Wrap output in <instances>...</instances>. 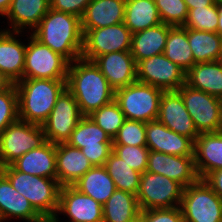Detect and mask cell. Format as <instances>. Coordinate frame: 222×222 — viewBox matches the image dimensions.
Segmentation results:
<instances>
[{
    "instance_id": "cell-41",
    "label": "cell",
    "mask_w": 222,
    "mask_h": 222,
    "mask_svg": "<svg viewBox=\"0 0 222 222\" xmlns=\"http://www.w3.org/2000/svg\"><path fill=\"white\" fill-rule=\"evenodd\" d=\"M146 222H184L180 206L140 211Z\"/></svg>"
},
{
    "instance_id": "cell-48",
    "label": "cell",
    "mask_w": 222,
    "mask_h": 222,
    "mask_svg": "<svg viewBox=\"0 0 222 222\" xmlns=\"http://www.w3.org/2000/svg\"><path fill=\"white\" fill-rule=\"evenodd\" d=\"M129 222H146V217L139 212L131 221Z\"/></svg>"
},
{
    "instance_id": "cell-4",
    "label": "cell",
    "mask_w": 222,
    "mask_h": 222,
    "mask_svg": "<svg viewBox=\"0 0 222 222\" xmlns=\"http://www.w3.org/2000/svg\"><path fill=\"white\" fill-rule=\"evenodd\" d=\"M0 172L47 222L56 216L61 188L57 179L26 174L12 165L0 167Z\"/></svg>"
},
{
    "instance_id": "cell-10",
    "label": "cell",
    "mask_w": 222,
    "mask_h": 222,
    "mask_svg": "<svg viewBox=\"0 0 222 222\" xmlns=\"http://www.w3.org/2000/svg\"><path fill=\"white\" fill-rule=\"evenodd\" d=\"M199 133L222 131L221 98L191 88L186 83L177 90Z\"/></svg>"
},
{
    "instance_id": "cell-13",
    "label": "cell",
    "mask_w": 222,
    "mask_h": 222,
    "mask_svg": "<svg viewBox=\"0 0 222 222\" xmlns=\"http://www.w3.org/2000/svg\"><path fill=\"white\" fill-rule=\"evenodd\" d=\"M83 117L74 96L65 89L57 98L49 117L41 125L46 141L66 143Z\"/></svg>"
},
{
    "instance_id": "cell-36",
    "label": "cell",
    "mask_w": 222,
    "mask_h": 222,
    "mask_svg": "<svg viewBox=\"0 0 222 222\" xmlns=\"http://www.w3.org/2000/svg\"><path fill=\"white\" fill-rule=\"evenodd\" d=\"M183 27L186 29L217 32L218 11L216 3L205 8H193L188 10V16Z\"/></svg>"
},
{
    "instance_id": "cell-25",
    "label": "cell",
    "mask_w": 222,
    "mask_h": 222,
    "mask_svg": "<svg viewBox=\"0 0 222 222\" xmlns=\"http://www.w3.org/2000/svg\"><path fill=\"white\" fill-rule=\"evenodd\" d=\"M194 161L200 179L222 169V131L199 134L194 141Z\"/></svg>"
},
{
    "instance_id": "cell-15",
    "label": "cell",
    "mask_w": 222,
    "mask_h": 222,
    "mask_svg": "<svg viewBox=\"0 0 222 222\" xmlns=\"http://www.w3.org/2000/svg\"><path fill=\"white\" fill-rule=\"evenodd\" d=\"M60 216L64 218L61 219ZM63 220L65 222H103V205L73 186H62L59 192L57 214L49 222H64Z\"/></svg>"
},
{
    "instance_id": "cell-42",
    "label": "cell",
    "mask_w": 222,
    "mask_h": 222,
    "mask_svg": "<svg viewBox=\"0 0 222 222\" xmlns=\"http://www.w3.org/2000/svg\"><path fill=\"white\" fill-rule=\"evenodd\" d=\"M91 0H50V8L82 18Z\"/></svg>"
},
{
    "instance_id": "cell-16",
    "label": "cell",
    "mask_w": 222,
    "mask_h": 222,
    "mask_svg": "<svg viewBox=\"0 0 222 222\" xmlns=\"http://www.w3.org/2000/svg\"><path fill=\"white\" fill-rule=\"evenodd\" d=\"M146 171L162 174L178 182L183 188L200 178L195 167L194 156H177L150 150Z\"/></svg>"
},
{
    "instance_id": "cell-22",
    "label": "cell",
    "mask_w": 222,
    "mask_h": 222,
    "mask_svg": "<svg viewBox=\"0 0 222 222\" xmlns=\"http://www.w3.org/2000/svg\"><path fill=\"white\" fill-rule=\"evenodd\" d=\"M13 219L20 222H47L0 172V221L11 222Z\"/></svg>"
},
{
    "instance_id": "cell-1",
    "label": "cell",
    "mask_w": 222,
    "mask_h": 222,
    "mask_svg": "<svg viewBox=\"0 0 222 222\" xmlns=\"http://www.w3.org/2000/svg\"><path fill=\"white\" fill-rule=\"evenodd\" d=\"M66 89L74 96L83 116L114 100L115 90L93 61L77 59L69 64Z\"/></svg>"
},
{
    "instance_id": "cell-9",
    "label": "cell",
    "mask_w": 222,
    "mask_h": 222,
    "mask_svg": "<svg viewBox=\"0 0 222 222\" xmlns=\"http://www.w3.org/2000/svg\"><path fill=\"white\" fill-rule=\"evenodd\" d=\"M183 189L178 182L162 174L145 171L136 195L140 211L180 206Z\"/></svg>"
},
{
    "instance_id": "cell-6",
    "label": "cell",
    "mask_w": 222,
    "mask_h": 222,
    "mask_svg": "<svg viewBox=\"0 0 222 222\" xmlns=\"http://www.w3.org/2000/svg\"><path fill=\"white\" fill-rule=\"evenodd\" d=\"M69 64L27 32L23 79H67Z\"/></svg>"
},
{
    "instance_id": "cell-49",
    "label": "cell",
    "mask_w": 222,
    "mask_h": 222,
    "mask_svg": "<svg viewBox=\"0 0 222 222\" xmlns=\"http://www.w3.org/2000/svg\"><path fill=\"white\" fill-rule=\"evenodd\" d=\"M219 63H221L222 64V48H221V53H220V56H219V58H218V60H217Z\"/></svg>"
},
{
    "instance_id": "cell-12",
    "label": "cell",
    "mask_w": 222,
    "mask_h": 222,
    "mask_svg": "<svg viewBox=\"0 0 222 222\" xmlns=\"http://www.w3.org/2000/svg\"><path fill=\"white\" fill-rule=\"evenodd\" d=\"M132 33L123 23L88 30L83 35L81 58L93 61L96 57L111 52L130 51Z\"/></svg>"
},
{
    "instance_id": "cell-14",
    "label": "cell",
    "mask_w": 222,
    "mask_h": 222,
    "mask_svg": "<svg viewBox=\"0 0 222 222\" xmlns=\"http://www.w3.org/2000/svg\"><path fill=\"white\" fill-rule=\"evenodd\" d=\"M136 70L137 81L163 91H176L186 83V72L164 53L139 61Z\"/></svg>"
},
{
    "instance_id": "cell-3",
    "label": "cell",
    "mask_w": 222,
    "mask_h": 222,
    "mask_svg": "<svg viewBox=\"0 0 222 222\" xmlns=\"http://www.w3.org/2000/svg\"><path fill=\"white\" fill-rule=\"evenodd\" d=\"M67 79H21L16 82L18 117L42 125L49 117L57 98L66 89Z\"/></svg>"
},
{
    "instance_id": "cell-18",
    "label": "cell",
    "mask_w": 222,
    "mask_h": 222,
    "mask_svg": "<svg viewBox=\"0 0 222 222\" xmlns=\"http://www.w3.org/2000/svg\"><path fill=\"white\" fill-rule=\"evenodd\" d=\"M157 120L170 130L187 136L193 141H195L200 134L185 108L181 94L177 90L163 92L160 98Z\"/></svg>"
},
{
    "instance_id": "cell-30",
    "label": "cell",
    "mask_w": 222,
    "mask_h": 222,
    "mask_svg": "<svg viewBox=\"0 0 222 222\" xmlns=\"http://www.w3.org/2000/svg\"><path fill=\"white\" fill-rule=\"evenodd\" d=\"M123 23L132 34L162 23L155 0H126Z\"/></svg>"
},
{
    "instance_id": "cell-27",
    "label": "cell",
    "mask_w": 222,
    "mask_h": 222,
    "mask_svg": "<svg viewBox=\"0 0 222 222\" xmlns=\"http://www.w3.org/2000/svg\"><path fill=\"white\" fill-rule=\"evenodd\" d=\"M169 25L160 23L132 34L130 52L136 64L146 58L164 53Z\"/></svg>"
},
{
    "instance_id": "cell-20",
    "label": "cell",
    "mask_w": 222,
    "mask_h": 222,
    "mask_svg": "<svg viewBox=\"0 0 222 222\" xmlns=\"http://www.w3.org/2000/svg\"><path fill=\"white\" fill-rule=\"evenodd\" d=\"M93 62L115 91L137 81V64L130 51L100 55Z\"/></svg>"
},
{
    "instance_id": "cell-17",
    "label": "cell",
    "mask_w": 222,
    "mask_h": 222,
    "mask_svg": "<svg viewBox=\"0 0 222 222\" xmlns=\"http://www.w3.org/2000/svg\"><path fill=\"white\" fill-rule=\"evenodd\" d=\"M26 40L27 32L25 31L0 30V72L12 83L23 79Z\"/></svg>"
},
{
    "instance_id": "cell-46",
    "label": "cell",
    "mask_w": 222,
    "mask_h": 222,
    "mask_svg": "<svg viewBox=\"0 0 222 222\" xmlns=\"http://www.w3.org/2000/svg\"><path fill=\"white\" fill-rule=\"evenodd\" d=\"M11 0H0V18H3L8 12Z\"/></svg>"
},
{
    "instance_id": "cell-5",
    "label": "cell",
    "mask_w": 222,
    "mask_h": 222,
    "mask_svg": "<svg viewBox=\"0 0 222 222\" xmlns=\"http://www.w3.org/2000/svg\"><path fill=\"white\" fill-rule=\"evenodd\" d=\"M163 90L139 81L115 91L114 100L125 119L144 123L157 120Z\"/></svg>"
},
{
    "instance_id": "cell-38",
    "label": "cell",
    "mask_w": 222,
    "mask_h": 222,
    "mask_svg": "<svg viewBox=\"0 0 222 222\" xmlns=\"http://www.w3.org/2000/svg\"><path fill=\"white\" fill-rule=\"evenodd\" d=\"M112 143L113 145L146 146L145 123L125 119Z\"/></svg>"
},
{
    "instance_id": "cell-44",
    "label": "cell",
    "mask_w": 222,
    "mask_h": 222,
    "mask_svg": "<svg viewBox=\"0 0 222 222\" xmlns=\"http://www.w3.org/2000/svg\"><path fill=\"white\" fill-rule=\"evenodd\" d=\"M187 4L188 10L193 8H205L212 6L216 3V0H184Z\"/></svg>"
},
{
    "instance_id": "cell-45",
    "label": "cell",
    "mask_w": 222,
    "mask_h": 222,
    "mask_svg": "<svg viewBox=\"0 0 222 222\" xmlns=\"http://www.w3.org/2000/svg\"><path fill=\"white\" fill-rule=\"evenodd\" d=\"M216 6L218 11V27L216 33L222 37V0H216Z\"/></svg>"
},
{
    "instance_id": "cell-23",
    "label": "cell",
    "mask_w": 222,
    "mask_h": 222,
    "mask_svg": "<svg viewBox=\"0 0 222 222\" xmlns=\"http://www.w3.org/2000/svg\"><path fill=\"white\" fill-rule=\"evenodd\" d=\"M93 167L81 149L67 143L56 144V174L60 186H72Z\"/></svg>"
},
{
    "instance_id": "cell-39",
    "label": "cell",
    "mask_w": 222,
    "mask_h": 222,
    "mask_svg": "<svg viewBox=\"0 0 222 222\" xmlns=\"http://www.w3.org/2000/svg\"><path fill=\"white\" fill-rule=\"evenodd\" d=\"M18 119V94L13 83L8 89L0 92V134Z\"/></svg>"
},
{
    "instance_id": "cell-24",
    "label": "cell",
    "mask_w": 222,
    "mask_h": 222,
    "mask_svg": "<svg viewBox=\"0 0 222 222\" xmlns=\"http://www.w3.org/2000/svg\"><path fill=\"white\" fill-rule=\"evenodd\" d=\"M126 0H91L81 18L83 35L92 29H99L124 22Z\"/></svg>"
},
{
    "instance_id": "cell-26",
    "label": "cell",
    "mask_w": 222,
    "mask_h": 222,
    "mask_svg": "<svg viewBox=\"0 0 222 222\" xmlns=\"http://www.w3.org/2000/svg\"><path fill=\"white\" fill-rule=\"evenodd\" d=\"M17 171L57 179L56 144L46 141L11 164Z\"/></svg>"
},
{
    "instance_id": "cell-11",
    "label": "cell",
    "mask_w": 222,
    "mask_h": 222,
    "mask_svg": "<svg viewBox=\"0 0 222 222\" xmlns=\"http://www.w3.org/2000/svg\"><path fill=\"white\" fill-rule=\"evenodd\" d=\"M66 143L81 149L93 166H105L113 151L110 136L90 116H83Z\"/></svg>"
},
{
    "instance_id": "cell-33",
    "label": "cell",
    "mask_w": 222,
    "mask_h": 222,
    "mask_svg": "<svg viewBox=\"0 0 222 222\" xmlns=\"http://www.w3.org/2000/svg\"><path fill=\"white\" fill-rule=\"evenodd\" d=\"M164 55L185 72L195 64L185 27L169 25Z\"/></svg>"
},
{
    "instance_id": "cell-29",
    "label": "cell",
    "mask_w": 222,
    "mask_h": 222,
    "mask_svg": "<svg viewBox=\"0 0 222 222\" xmlns=\"http://www.w3.org/2000/svg\"><path fill=\"white\" fill-rule=\"evenodd\" d=\"M72 186L102 205L116 190L105 166H93Z\"/></svg>"
},
{
    "instance_id": "cell-32",
    "label": "cell",
    "mask_w": 222,
    "mask_h": 222,
    "mask_svg": "<svg viewBox=\"0 0 222 222\" xmlns=\"http://www.w3.org/2000/svg\"><path fill=\"white\" fill-rule=\"evenodd\" d=\"M187 38L195 64L218 60L222 48L218 33L187 29Z\"/></svg>"
},
{
    "instance_id": "cell-34",
    "label": "cell",
    "mask_w": 222,
    "mask_h": 222,
    "mask_svg": "<svg viewBox=\"0 0 222 222\" xmlns=\"http://www.w3.org/2000/svg\"><path fill=\"white\" fill-rule=\"evenodd\" d=\"M105 167L113 179L116 189L137 195L142 173L131 168L113 151L106 160Z\"/></svg>"
},
{
    "instance_id": "cell-40",
    "label": "cell",
    "mask_w": 222,
    "mask_h": 222,
    "mask_svg": "<svg viewBox=\"0 0 222 222\" xmlns=\"http://www.w3.org/2000/svg\"><path fill=\"white\" fill-rule=\"evenodd\" d=\"M149 151L147 146L113 145V152L140 173L147 169Z\"/></svg>"
},
{
    "instance_id": "cell-2",
    "label": "cell",
    "mask_w": 222,
    "mask_h": 222,
    "mask_svg": "<svg viewBox=\"0 0 222 222\" xmlns=\"http://www.w3.org/2000/svg\"><path fill=\"white\" fill-rule=\"evenodd\" d=\"M30 34L70 63L81 58L83 33L76 15L50 8Z\"/></svg>"
},
{
    "instance_id": "cell-47",
    "label": "cell",
    "mask_w": 222,
    "mask_h": 222,
    "mask_svg": "<svg viewBox=\"0 0 222 222\" xmlns=\"http://www.w3.org/2000/svg\"><path fill=\"white\" fill-rule=\"evenodd\" d=\"M12 84V81L0 72V92L8 89Z\"/></svg>"
},
{
    "instance_id": "cell-28",
    "label": "cell",
    "mask_w": 222,
    "mask_h": 222,
    "mask_svg": "<svg viewBox=\"0 0 222 222\" xmlns=\"http://www.w3.org/2000/svg\"><path fill=\"white\" fill-rule=\"evenodd\" d=\"M186 84L222 99V64L218 61L194 64L186 72Z\"/></svg>"
},
{
    "instance_id": "cell-19",
    "label": "cell",
    "mask_w": 222,
    "mask_h": 222,
    "mask_svg": "<svg viewBox=\"0 0 222 222\" xmlns=\"http://www.w3.org/2000/svg\"><path fill=\"white\" fill-rule=\"evenodd\" d=\"M149 150L177 156H194V141L178 134L158 120L145 123Z\"/></svg>"
},
{
    "instance_id": "cell-37",
    "label": "cell",
    "mask_w": 222,
    "mask_h": 222,
    "mask_svg": "<svg viewBox=\"0 0 222 222\" xmlns=\"http://www.w3.org/2000/svg\"><path fill=\"white\" fill-rule=\"evenodd\" d=\"M160 20L171 26H183L188 16V7L184 0H155Z\"/></svg>"
},
{
    "instance_id": "cell-43",
    "label": "cell",
    "mask_w": 222,
    "mask_h": 222,
    "mask_svg": "<svg viewBox=\"0 0 222 222\" xmlns=\"http://www.w3.org/2000/svg\"><path fill=\"white\" fill-rule=\"evenodd\" d=\"M204 180L222 200V169L209 173Z\"/></svg>"
},
{
    "instance_id": "cell-31",
    "label": "cell",
    "mask_w": 222,
    "mask_h": 222,
    "mask_svg": "<svg viewBox=\"0 0 222 222\" xmlns=\"http://www.w3.org/2000/svg\"><path fill=\"white\" fill-rule=\"evenodd\" d=\"M139 212L137 196L116 189L103 204V222H129Z\"/></svg>"
},
{
    "instance_id": "cell-21",
    "label": "cell",
    "mask_w": 222,
    "mask_h": 222,
    "mask_svg": "<svg viewBox=\"0 0 222 222\" xmlns=\"http://www.w3.org/2000/svg\"><path fill=\"white\" fill-rule=\"evenodd\" d=\"M50 9V0H11V5L0 22L7 31H32ZM7 20V21H5Z\"/></svg>"
},
{
    "instance_id": "cell-8",
    "label": "cell",
    "mask_w": 222,
    "mask_h": 222,
    "mask_svg": "<svg viewBox=\"0 0 222 222\" xmlns=\"http://www.w3.org/2000/svg\"><path fill=\"white\" fill-rule=\"evenodd\" d=\"M45 142L42 126L18 119L0 134V167L11 165Z\"/></svg>"
},
{
    "instance_id": "cell-7",
    "label": "cell",
    "mask_w": 222,
    "mask_h": 222,
    "mask_svg": "<svg viewBox=\"0 0 222 222\" xmlns=\"http://www.w3.org/2000/svg\"><path fill=\"white\" fill-rule=\"evenodd\" d=\"M180 209L184 222H222V200L204 179L183 189Z\"/></svg>"
},
{
    "instance_id": "cell-35",
    "label": "cell",
    "mask_w": 222,
    "mask_h": 222,
    "mask_svg": "<svg viewBox=\"0 0 222 222\" xmlns=\"http://www.w3.org/2000/svg\"><path fill=\"white\" fill-rule=\"evenodd\" d=\"M89 116L112 140L125 120L124 114L115 100L102 106Z\"/></svg>"
}]
</instances>
